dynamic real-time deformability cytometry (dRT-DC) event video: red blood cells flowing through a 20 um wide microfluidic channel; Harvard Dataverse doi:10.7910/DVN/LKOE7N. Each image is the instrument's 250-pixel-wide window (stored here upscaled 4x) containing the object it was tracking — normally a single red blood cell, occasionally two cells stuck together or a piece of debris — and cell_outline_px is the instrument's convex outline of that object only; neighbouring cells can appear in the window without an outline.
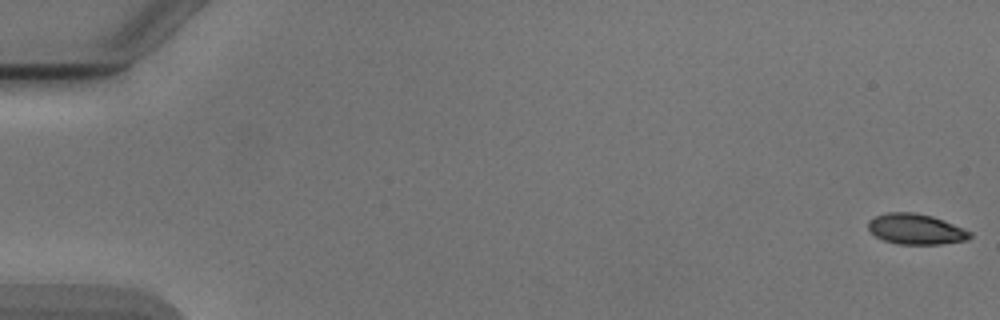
{"species": "Egyptian fruit bat (a non-hibernating species)", "species_latin": "Rousettus aegyptiacus", "temperature_condition": "cold", "stored_images_in_passage": 55, "segment_of_instrument_passage": [1, 2], "camera_frame_rate_fps": 3000, "um_per_image_px": 0.085, "animal": {"sex": "male"}, "frame": {"image": 1, "passage_image": 1, "time_ms": 0.0, "image_size_px": [1000, 320], "cell_outline_px": [[972, 236], [968, 240], [940, 244], [896, 244], [884, 240], [876, 236], [868, 228], [868, 220], [876, 216], [888, 212], [912, 212], [932, 216], [972, 232]], "centroid_in_image_um": [77.84, 19.48], "position_along_channel_um": 7.2, "area_um2": 17.98}}
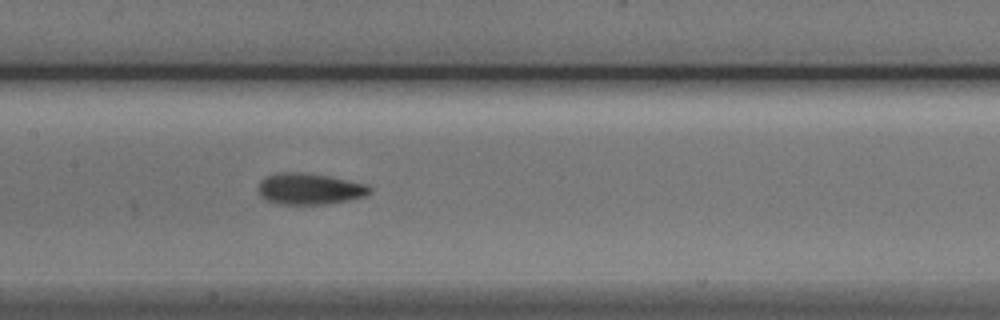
{"frame": {"image": 2, "passage_image": 27, "time_ms": 8.667, "image_size_px": [1000, 320], "cell_outline_px": [[372, 192], [364, 196], [348, 200], [324, 204], [276, 204], [260, 196], [256, 188], [260, 180], [264, 176], [276, 172], [304, 172], [328, 176], [368, 184], [372, 188]], "centroid_in_image_um": [26.27, 16.04], "position_along_channel_um": 181.1, "area_um2": 20.63}}
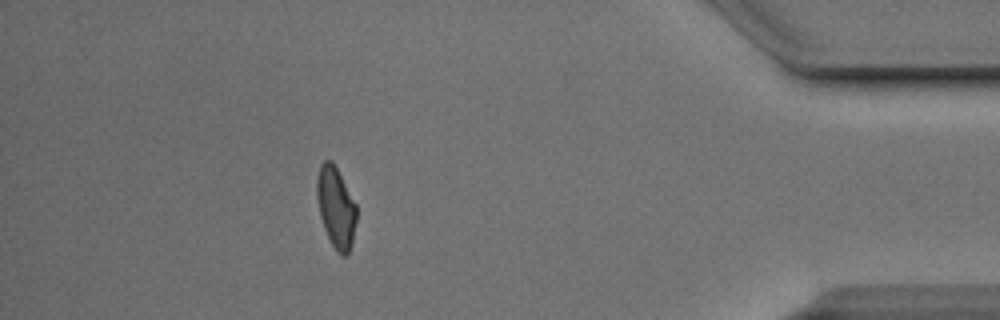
{"frame": {"image": 3, "passage_image": 48, "time_ms": 15.667, "image_size_px": [1000, 320], "cell_outline_px": [[356, 220], [352, 244], [348, 252], [344, 256], [340, 256], [336, 252], [324, 228], [320, 216], [316, 196], [316, 180], [320, 164], [324, 160], [332, 160], [356, 204]], "centroid_in_image_um": [28.54, 17.62], "position_along_channel_um": 406.7, "area_um2": 18.67}}